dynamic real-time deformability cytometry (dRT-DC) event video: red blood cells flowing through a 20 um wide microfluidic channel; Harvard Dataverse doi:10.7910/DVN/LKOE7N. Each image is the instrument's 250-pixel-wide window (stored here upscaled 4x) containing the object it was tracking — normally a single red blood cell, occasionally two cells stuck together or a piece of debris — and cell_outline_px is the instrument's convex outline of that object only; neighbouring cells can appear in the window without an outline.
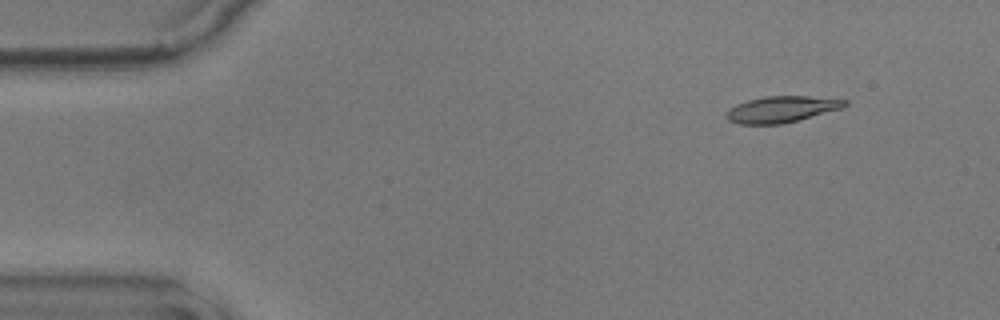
{"species": "common noctule bat (a hibernating species)", "species_latin": "Nyctalus noctula", "temperature_condition": "warm", "stored_images_in_passage": 26, "camera_frame_rate_fps": 3000, "um_per_image_px": 0.085, "animal": {"sex": "male", "body_mass_g": 17.9}, "frame": {"image": 1, "passage_image": 1, "time_ms": 0.0, "image_size_px": [1000, 320], "cell_outline_px": [[848, 104], [840, 108], [796, 120], [780, 124], [740, 124], [728, 120], [724, 116], [728, 108], [736, 104], [748, 100], [764, 96], [808, 96], [848, 100]], "centroid_in_image_um": [66.36, 9.28], "position_along_channel_um": 18.6, "area_um2": 17.92}}
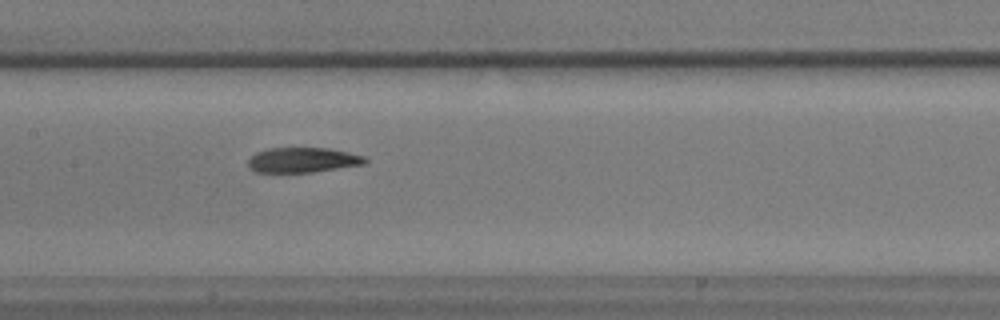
{"frame": {"image": 2, "passage_image": 22, "time_ms": 7.0, "image_size_px": [1000, 320], "cell_outline_px": [[368, 160], [364, 164], [312, 172], [256, 172], [248, 168], [248, 160], [256, 152], [268, 148], [328, 148], [348, 152], [364, 156]], "centroid_in_image_um": [25.71, 13.6], "position_along_channel_um": 181.7, "area_um2": 16.99}}
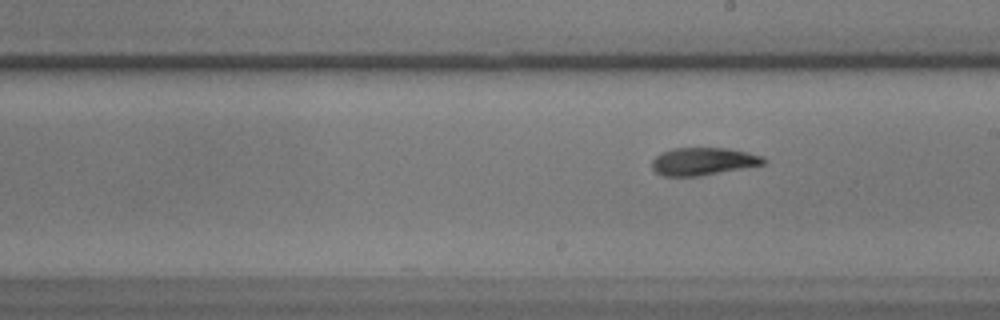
{"frame": {"image": 3, "passage_image": 26, "time_ms": 8.333, "image_size_px": [1000, 320], "cell_outline_px": [[768, 160], [764, 164], [700, 176], [660, 176], [652, 168], [652, 160], [660, 152], [672, 148], [728, 148], [748, 152], [764, 156]], "centroid_in_image_um": [59.76, 13.71], "position_along_channel_um": 229.2, "area_um2": 18.15}}